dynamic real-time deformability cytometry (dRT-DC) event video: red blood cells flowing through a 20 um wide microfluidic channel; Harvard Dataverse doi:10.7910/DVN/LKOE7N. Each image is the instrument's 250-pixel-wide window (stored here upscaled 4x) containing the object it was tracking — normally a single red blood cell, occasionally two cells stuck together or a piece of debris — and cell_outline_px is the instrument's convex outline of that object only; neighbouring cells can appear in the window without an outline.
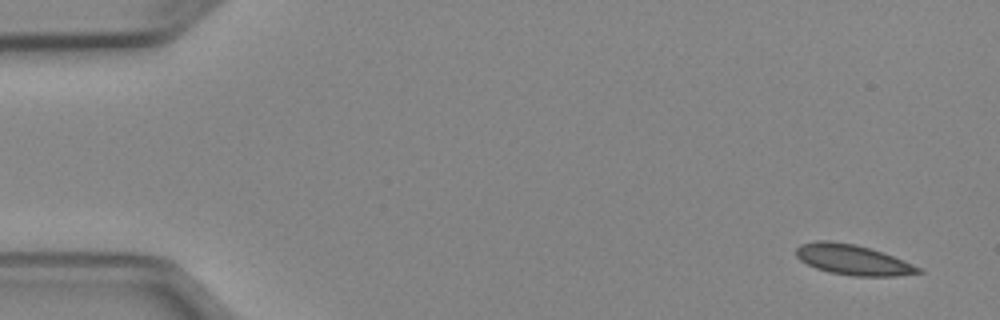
{"species": "Egyptian fruit bat (a non-hibernating species)", "species_latin": "Rousettus aegyptiacus", "temperature_condition": "cold", "stored_images_in_passage": 51, "camera_frame_rate_fps": 3000, "um_per_image_px": 0.085, "animal": {"sex": "female"}, "frame": {"image": 1, "passage_image": 1, "time_ms": 0.0, "image_size_px": [1000, 320], "cell_outline_px": [[924, 272], [896, 276], [852, 276], [828, 272], [816, 268], [800, 260], [796, 256], [796, 248], [800, 244], [816, 240], [828, 240], [856, 244], [892, 256], [924, 268]], "centroid_in_image_um": [72.48, 22.08], "position_along_channel_um": 12.5, "area_um2": 21.62}}
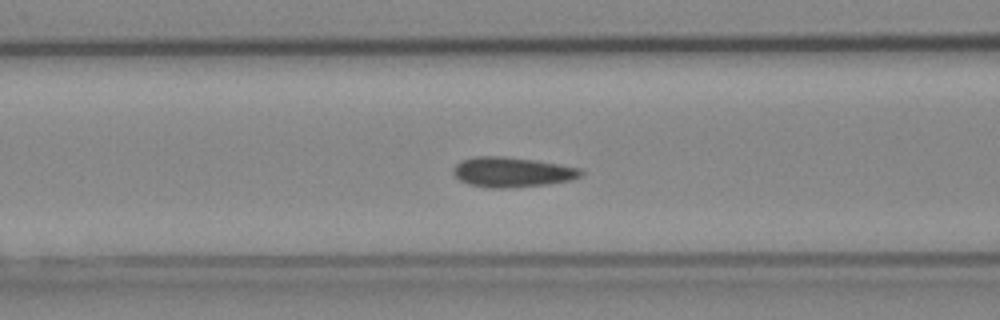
{"frame": {"image": 2, "passage_image": 19, "time_ms": 6.0, "image_size_px": [1000, 320], "cell_outline_px": [[584, 172], [580, 176], [572, 180], [548, 184], [508, 188], [488, 188], [468, 184], [460, 180], [452, 172], [452, 168], [460, 160], [472, 156], [504, 156], [536, 160], [580, 168]], "centroid_in_image_um": [43.5, 14.62], "position_along_channel_um": 123.1, "area_um2": 22.54}}
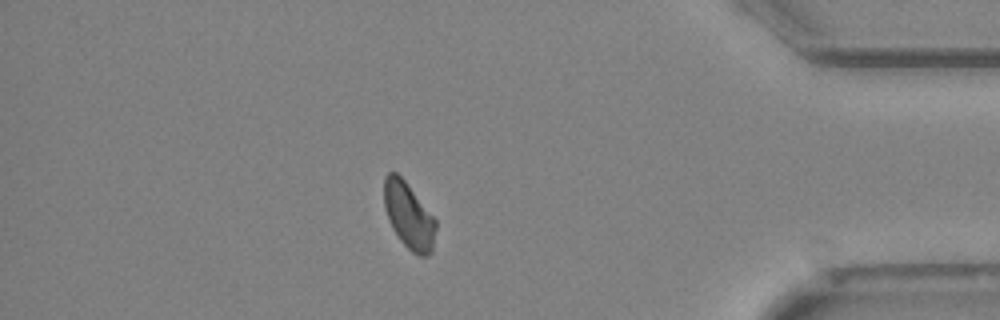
{"frame": {"image": 3, "passage_image": 43, "time_ms": 14.0, "image_size_px": [1000, 320], "cell_outline_px": [[436, 228], [432, 252], [428, 256], [420, 256], [412, 252], [400, 240], [392, 228], [388, 220], [384, 208], [384, 176], [388, 172], [396, 172], [404, 180], [436, 220]], "centroid_in_image_um": [34.73, 18.34], "position_along_channel_um": 400.5, "area_um2": 19.88}, "authors_computed_cell_mechanics": {"area_um2": 21.2126, "velocity_mm_per_s": 3.9104, "shape_relaxation_time_tau1_ms": 10.9135, "shape_relaxation_time_tau2_ms": 3.4198, "deformation_change_tau1": 0.136, "deformation_change_tau2": 0.0585}}